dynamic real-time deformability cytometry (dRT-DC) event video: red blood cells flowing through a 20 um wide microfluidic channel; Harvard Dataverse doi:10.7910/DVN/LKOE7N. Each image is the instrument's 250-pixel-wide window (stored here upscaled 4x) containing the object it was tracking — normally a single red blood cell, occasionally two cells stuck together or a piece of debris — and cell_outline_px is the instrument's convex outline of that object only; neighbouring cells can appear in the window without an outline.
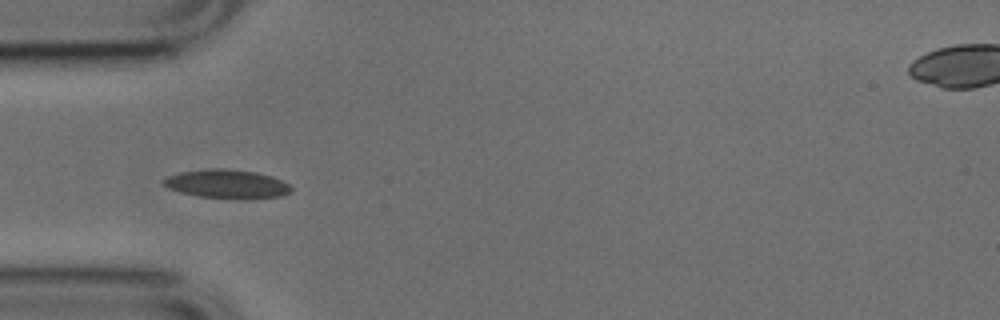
{"species": "common noctule bat (a hibernating species)", "species_latin": "Nyctalus noctula", "temperature_condition": "cold", "stored_images_in_passage": 19, "camera_frame_rate_fps": 3000, "um_per_image_px": 0.085, "animal": {"sex": "male", "body_mass_g": 17.9, "forearm_length_mm": 54.2}, "frame": {"image": 1, "passage_image": 4, "time_ms": 1.0, "image_size_px": [1000, 320], "cell_outline_px": [[292, 192], [284, 196], [200, 196], [180, 192], [168, 188], [164, 184], [164, 180], [168, 176], [180, 172], [212, 168], [224, 168], [256, 172], [272, 176], [288, 184], [292, 188]], "centroid_in_image_um": [19.28, 15.58], "position_along_channel_um": 65.7, "area_um2": 20.35}}